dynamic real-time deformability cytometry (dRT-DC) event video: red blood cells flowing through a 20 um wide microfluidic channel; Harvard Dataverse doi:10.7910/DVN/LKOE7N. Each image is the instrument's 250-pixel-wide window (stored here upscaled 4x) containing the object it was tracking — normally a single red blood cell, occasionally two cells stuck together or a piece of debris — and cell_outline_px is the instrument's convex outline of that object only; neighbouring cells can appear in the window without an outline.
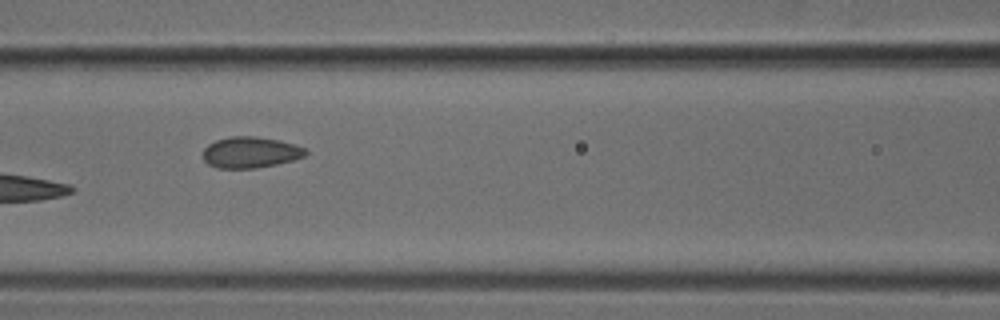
{"species": "common noctule bat (a hibernating species)", "species_latin": "Nyctalus noctula", "temperature_condition": "cold", "stored_images_in_passage": 7, "camera_frame_rate_fps": 3000, "um_per_image_px": 0.085, "animal": {"sex": "male", "body_mass_g": 18.8}, "frame": {"image": 1, "passage_image": 5, "time_ms": 1.333, "image_size_px": [1000, 320], "cell_outline_px": [[308, 152], [304, 156], [292, 160], [276, 164], [256, 168], [216, 168], [208, 164], [204, 160], [204, 148], [208, 144], [216, 140], [232, 136], [256, 136], [280, 140], [304, 148]], "centroid_in_image_um": [21.27, 12.95], "position_along_channel_um": 145.3, "area_um2": 18.5}}
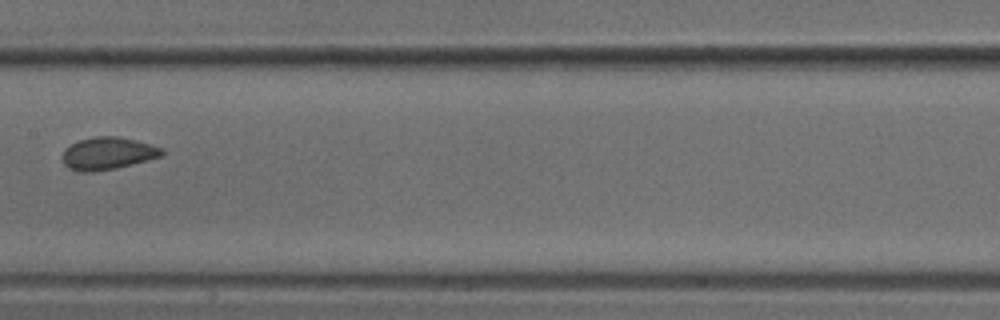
{"frame": {"image": 2, "passage_image": 6, "time_ms": 1.667, "image_size_px": [1000, 320], "cell_outline_px": [[164, 156], [116, 168], [92, 172], [80, 172], [68, 168], [64, 164], [64, 148], [80, 140], [96, 136], [116, 136], [136, 140], [164, 148]], "centroid_in_image_um": [9.2, 13.04], "position_along_channel_um": 198.2, "area_um2": 18.79}}
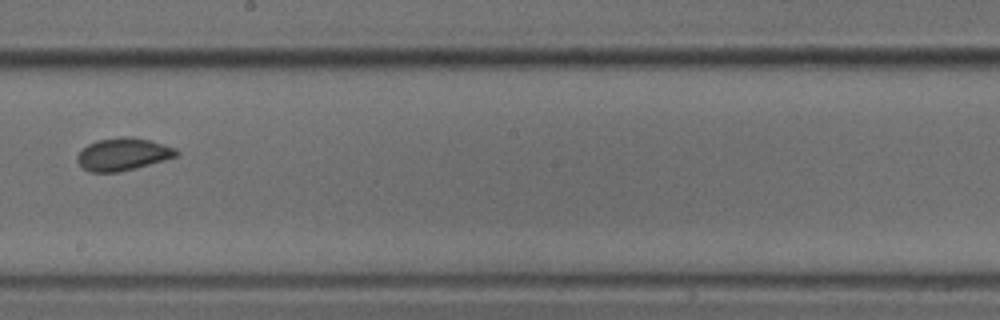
{"frame": {"image": 3, "passage_image": 7, "time_ms": 2.0, "image_size_px": [1000, 320], "cell_outline_px": [[180, 152], [176, 156], [164, 160], [136, 168], [116, 172], [88, 172], [76, 160], [76, 156], [88, 144], [96, 140], [124, 136], [132, 136], [164, 144], [176, 148]], "centroid_in_image_um": [10.45, 13.1], "position_along_channel_um": 237.7, "area_um2": 18.73}}